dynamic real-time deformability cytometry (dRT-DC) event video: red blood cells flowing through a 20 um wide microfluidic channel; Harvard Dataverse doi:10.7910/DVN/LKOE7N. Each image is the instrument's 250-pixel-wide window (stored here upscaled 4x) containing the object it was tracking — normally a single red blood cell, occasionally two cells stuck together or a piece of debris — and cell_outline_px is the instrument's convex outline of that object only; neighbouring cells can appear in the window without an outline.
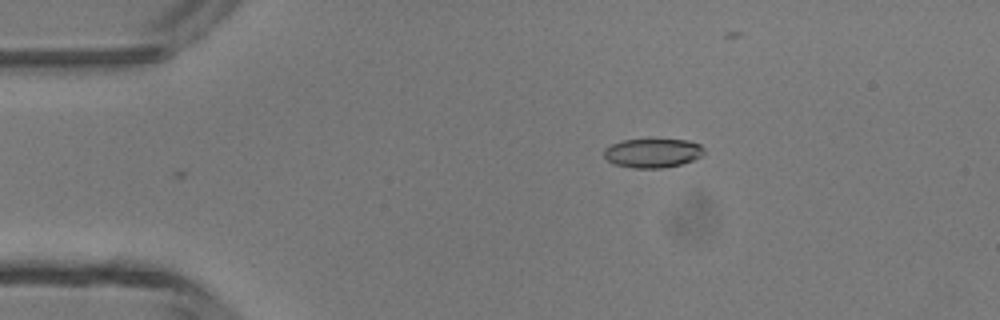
{"species": "common noctule bat (a hibernating species)", "species_latin": "Nyctalus noctula", "temperature_condition": "room temperature", "stored_images_in_passage": 2, "camera_frame_rate_fps": 3000, "um_per_image_px": 0.085, "animal": {"sex": "male", "body_mass_g": 13.3}, "frame": {"image": 1, "passage_image": 2, "time_ms": 0.333, "image_size_px": [1000, 320], "cell_outline_px": [[704, 152], [700, 156], [692, 160], [680, 164], [660, 168], [632, 168], [612, 164], [604, 156], [604, 148], [612, 144], [624, 140], [688, 140], [700, 144], [704, 148]], "centroid_in_image_um": [55.45, 13.01], "position_along_channel_um": 29.5, "area_um2": 16.82}}